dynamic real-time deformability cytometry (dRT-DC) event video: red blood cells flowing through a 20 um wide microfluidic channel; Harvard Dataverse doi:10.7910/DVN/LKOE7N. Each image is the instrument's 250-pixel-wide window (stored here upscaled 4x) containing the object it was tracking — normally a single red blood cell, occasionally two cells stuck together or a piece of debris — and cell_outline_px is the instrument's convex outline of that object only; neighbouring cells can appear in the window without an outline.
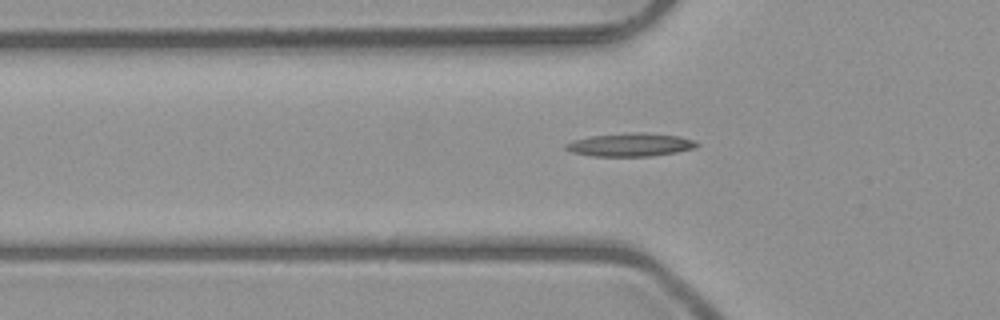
{"species": "common noctule bat (a hibernating species)", "species_latin": "Nyctalus noctula", "temperature_condition": "room temperature", "stored_images_in_passage": 8, "camera_frame_rate_fps": 3000, "um_per_image_px": 0.085, "animal": {"sex": "male", "body_mass_g": 23.1, "forearm_length_mm": 52.7}, "frame": {"image": 1, "passage_image": 6, "time_ms": 6.667, "image_size_px": [1000, 320], "cell_outline_px": [[700, 144], [696, 148], [676, 152], [652, 156], [592, 156], [572, 152], [564, 148], [564, 144], [576, 140], [592, 136], [632, 132], [644, 132], [680, 136], [696, 140]], "centroid_in_image_um": [53.65, 12.3], "position_along_channel_um": 72.2, "area_um2": 17.8}}
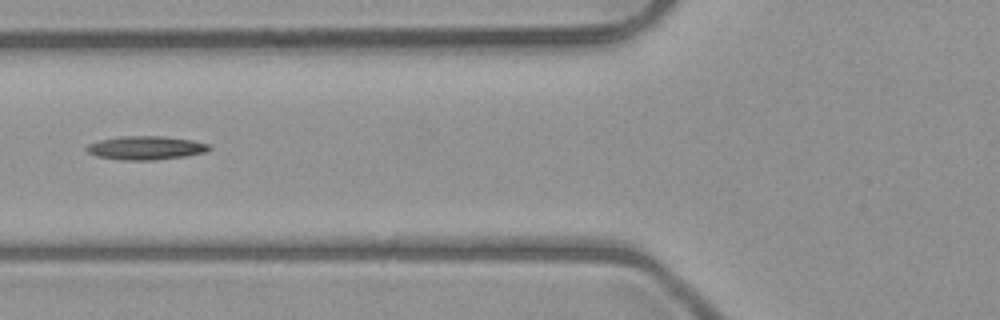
{"frame": {"image": 2, "passage_image": 7, "time_ms": 7.667, "image_size_px": [1000, 320], "cell_outline_px": [[212, 148], [208, 152], [184, 156], [156, 160], [120, 160], [96, 156], [88, 152], [84, 148], [88, 144], [100, 140], [120, 136], [160, 136], [192, 140], [208, 144]], "centroid_in_image_um": [12.38, 12.57], "position_along_channel_um": 113.4, "area_um2": 16.94}}
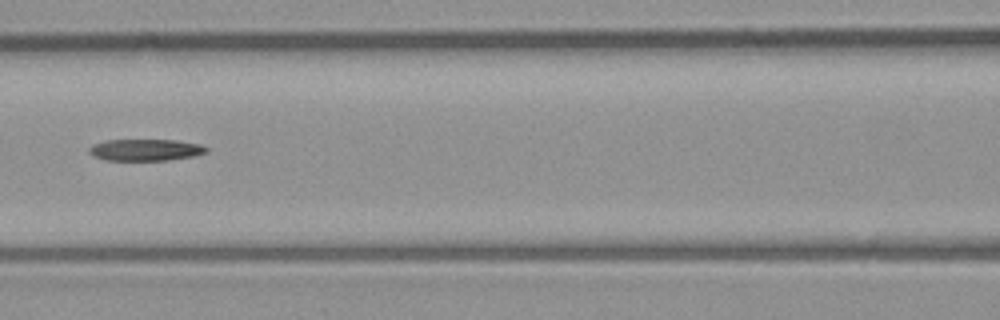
{"frame": {"image": 3, "passage_image": 8, "time_ms": 8.667, "image_size_px": [1000, 320], "cell_outline_px": [[208, 152], [192, 156], [164, 160], [104, 160], [92, 156], [88, 152], [88, 148], [92, 144], [108, 140], [176, 140], [200, 144], [208, 148]], "centroid_in_image_um": [12.32, 12.74], "position_along_channel_um": 154.3, "area_um2": 14.8}}